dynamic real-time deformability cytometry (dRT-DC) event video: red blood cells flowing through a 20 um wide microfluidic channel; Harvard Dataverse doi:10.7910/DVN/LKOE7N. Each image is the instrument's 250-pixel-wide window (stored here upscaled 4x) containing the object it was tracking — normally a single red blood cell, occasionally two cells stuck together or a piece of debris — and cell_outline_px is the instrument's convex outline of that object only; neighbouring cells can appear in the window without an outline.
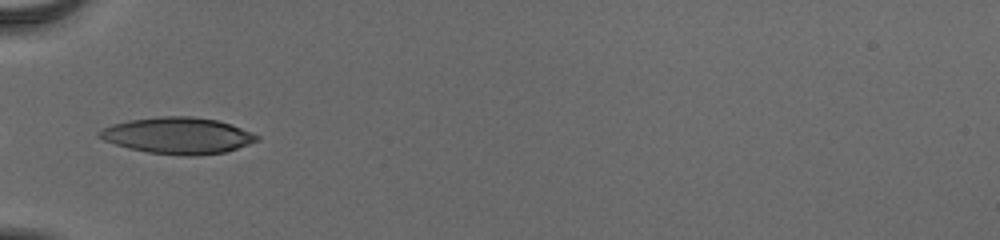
{"species": "human", "species_latin": "Homo sapiens", "temperature_condition": "cold", "stored_images_in_passage": 35, "camera_frame_rate_fps": 3000, "um_per_image_px": 0.085, "donor": {"sex": "male"}, "frame": {"image": 1, "passage_image": 1, "time_ms": 0.0, "image_size_px": [1000, 240], "cell_outline_px": [[260, 140], [224, 152], [196, 156], [180, 156], [148, 152], [128, 148], [104, 140], [96, 136], [96, 132], [112, 124], [128, 120], [160, 116], [192, 116], [216, 120], [240, 128], [260, 136]], "centroid_in_image_um": [15.08, 11.53], "position_along_channel_um": 69.9, "area_um2": 33.35}}
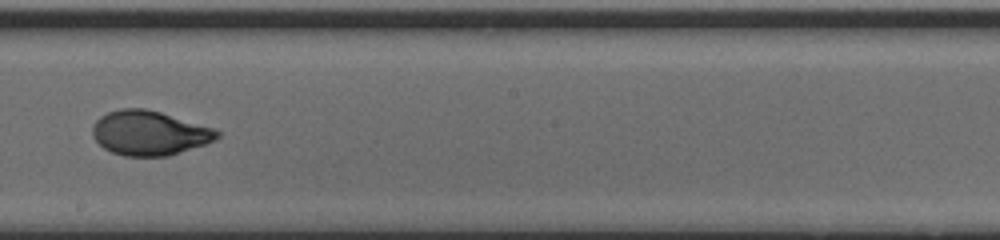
{"frame": {"image": 2, "passage_image": 14, "time_ms": 4.333, "image_size_px": [1000, 240], "cell_outline_px": [[220, 136], [216, 140], [168, 156], [124, 156], [112, 152], [104, 148], [92, 136], [92, 124], [100, 116], [108, 112], [120, 108], [144, 108], [160, 112], [212, 128], [220, 132]], "centroid_in_image_um": [12.65, 11.3], "position_along_channel_um": 235.5, "area_um2": 32.14}}
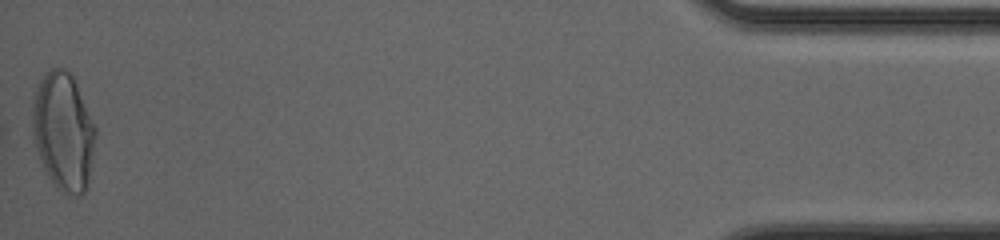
{"frame": {"image": 3, "passage_image": 35, "time_ms": 11.333, "image_size_px": [1000, 240], "cell_outline_px": [[96, 136], [88, 188], [80, 196], [68, 196], [60, 192], [56, 188], [48, 176], [40, 160], [32, 140], [32, 100], [36, 88], [44, 72], [52, 68], [64, 68], [72, 76], [76, 84], [96, 128]], "centroid_in_image_um": [5.37, 11.23], "position_along_channel_um": 429.8, "area_um2": 43.99}, "authors_computed_cell_mechanics": {"area_um2": 32.7148, "velocity_mm_per_s": 3.8878, "shape_relaxation_time_tau1_ms": 4.0317, "shape_relaxation_time_tau2_ms": null, "deformation_change_tau1": 0.1887, "deformation_change_tau2": null}}